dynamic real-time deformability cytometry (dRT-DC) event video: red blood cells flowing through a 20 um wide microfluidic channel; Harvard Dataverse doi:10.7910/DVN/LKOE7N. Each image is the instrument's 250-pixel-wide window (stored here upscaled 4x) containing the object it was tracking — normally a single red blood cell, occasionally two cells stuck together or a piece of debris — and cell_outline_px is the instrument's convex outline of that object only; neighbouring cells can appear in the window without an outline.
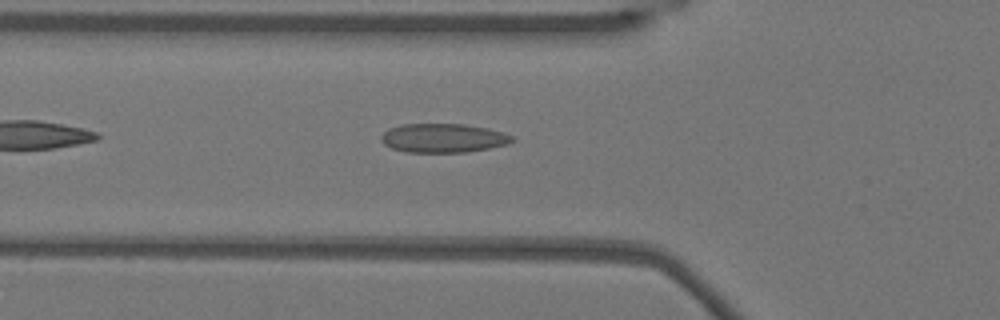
{"species": "Egyptian fruit bat (a non-hibernating species)", "species_latin": "Rousettus aegyptiacus", "temperature_condition": "warm", "stored_images_in_passage": 38, "camera_frame_rate_fps": 3000, "um_per_image_px": 0.085, "animal": {"sex": "female"}, "frame": {"image": 1, "passage_image": 4, "time_ms": 1.0, "image_size_px": [1000, 320], "cell_outline_px": [[516, 140], [508, 144], [488, 148], [464, 152], [404, 152], [392, 148], [384, 144], [380, 140], [380, 136], [388, 128], [400, 124], [464, 124], [488, 128], [504, 132], [512, 136]], "centroid_in_image_um": [37.66, 11.73], "position_along_channel_um": 88.1, "area_um2": 22.25}}
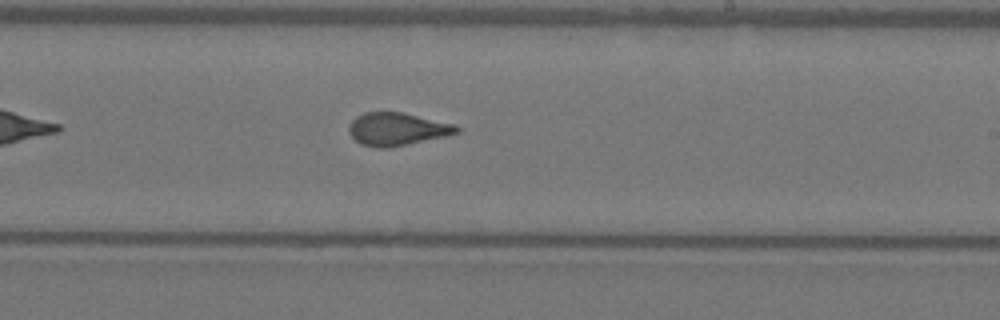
{"frame": {"image": 2, "passage_image": 17, "time_ms": 5.333, "image_size_px": [1000, 320], "cell_outline_px": [[460, 132], [448, 136], [388, 148], [380, 148], [360, 144], [348, 132], [348, 124], [356, 116], [364, 112], [404, 112], [456, 124], [460, 128]], "centroid_in_image_um": [33.78, 10.96], "position_along_channel_um": 255.2, "area_um2": 20.92}}
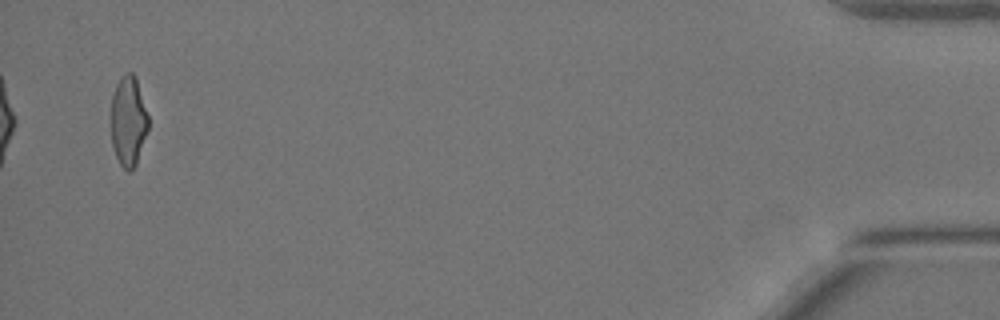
{"frame": {"image": 3, "passage_image": 37, "time_ms": 12.0, "image_size_px": [1000, 320], "cell_outline_px": [[148, 128], [136, 164], [128, 172], [120, 164], [116, 156], [112, 144], [112, 96], [116, 84], [120, 76], [124, 72], [132, 72], [136, 76], [148, 116]], "centroid_in_image_um": [10.91, 10.24], "position_along_channel_um": 424.3, "area_um2": 19.36}, "authors_computed_cell_mechanics": {"area_um2": 20.7213, "velocity_mm_per_s": 3.8463, "shape_relaxation_time_tau1_ms": 10.8912, "shape_relaxation_time_tau2_ms": 0.9574, "deformation_change_tau1": 0.2589, "deformation_change_tau2": 0.0871}}